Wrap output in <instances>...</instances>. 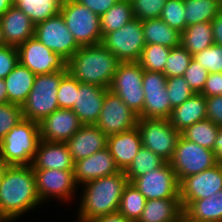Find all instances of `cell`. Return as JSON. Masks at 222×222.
Returning a JSON list of instances; mask_svg holds the SVG:
<instances>
[{"label": "cell", "instance_id": "cell-11", "mask_svg": "<svg viewBox=\"0 0 222 222\" xmlns=\"http://www.w3.org/2000/svg\"><path fill=\"white\" fill-rule=\"evenodd\" d=\"M36 178V190L41 201H51L52 198L71 203L78 192L79 186L74 180L73 170L33 169ZM49 199V200H48ZM51 199V200H50Z\"/></svg>", "mask_w": 222, "mask_h": 222}, {"label": "cell", "instance_id": "cell-21", "mask_svg": "<svg viewBox=\"0 0 222 222\" xmlns=\"http://www.w3.org/2000/svg\"><path fill=\"white\" fill-rule=\"evenodd\" d=\"M108 136L96 125H82L66 142L74 162L107 148Z\"/></svg>", "mask_w": 222, "mask_h": 222}, {"label": "cell", "instance_id": "cell-5", "mask_svg": "<svg viewBox=\"0 0 222 222\" xmlns=\"http://www.w3.org/2000/svg\"><path fill=\"white\" fill-rule=\"evenodd\" d=\"M66 72L36 75L32 90L22 105L23 118L40 123L46 116L59 109L57 91Z\"/></svg>", "mask_w": 222, "mask_h": 222}, {"label": "cell", "instance_id": "cell-8", "mask_svg": "<svg viewBox=\"0 0 222 222\" xmlns=\"http://www.w3.org/2000/svg\"><path fill=\"white\" fill-rule=\"evenodd\" d=\"M143 72L138 62H120L109 87L138 117L144 107Z\"/></svg>", "mask_w": 222, "mask_h": 222}, {"label": "cell", "instance_id": "cell-40", "mask_svg": "<svg viewBox=\"0 0 222 222\" xmlns=\"http://www.w3.org/2000/svg\"><path fill=\"white\" fill-rule=\"evenodd\" d=\"M166 90L172 109L180 106L194 94L183 76L167 78Z\"/></svg>", "mask_w": 222, "mask_h": 222}, {"label": "cell", "instance_id": "cell-6", "mask_svg": "<svg viewBox=\"0 0 222 222\" xmlns=\"http://www.w3.org/2000/svg\"><path fill=\"white\" fill-rule=\"evenodd\" d=\"M60 13L80 47L102 43L99 15L76 0H63Z\"/></svg>", "mask_w": 222, "mask_h": 222}, {"label": "cell", "instance_id": "cell-41", "mask_svg": "<svg viewBox=\"0 0 222 222\" xmlns=\"http://www.w3.org/2000/svg\"><path fill=\"white\" fill-rule=\"evenodd\" d=\"M79 81L68 71L63 75L57 91V102L60 109H72L76 101Z\"/></svg>", "mask_w": 222, "mask_h": 222}, {"label": "cell", "instance_id": "cell-12", "mask_svg": "<svg viewBox=\"0 0 222 222\" xmlns=\"http://www.w3.org/2000/svg\"><path fill=\"white\" fill-rule=\"evenodd\" d=\"M34 37L66 61L80 49L60 12L35 25Z\"/></svg>", "mask_w": 222, "mask_h": 222}, {"label": "cell", "instance_id": "cell-57", "mask_svg": "<svg viewBox=\"0 0 222 222\" xmlns=\"http://www.w3.org/2000/svg\"><path fill=\"white\" fill-rule=\"evenodd\" d=\"M6 46V42L3 36V31L0 25V48L5 47Z\"/></svg>", "mask_w": 222, "mask_h": 222}, {"label": "cell", "instance_id": "cell-39", "mask_svg": "<svg viewBox=\"0 0 222 222\" xmlns=\"http://www.w3.org/2000/svg\"><path fill=\"white\" fill-rule=\"evenodd\" d=\"M184 0H167L160 19L166 22L171 28L182 33L186 28Z\"/></svg>", "mask_w": 222, "mask_h": 222}, {"label": "cell", "instance_id": "cell-1", "mask_svg": "<svg viewBox=\"0 0 222 222\" xmlns=\"http://www.w3.org/2000/svg\"><path fill=\"white\" fill-rule=\"evenodd\" d=\"M41 204L32 166L8 165L0 179V216L15 222Z\"/></svg>", "mask_w": 222, "mask_h": 222}, {"label": "cell", "instance_id": "cell-19", "mask_svg": "<svg viewBox=\"0 0 222 222\" xmlns=\"http://www.w3.org/2000/svg\"><path fill=\"white\" fill-rule=\"evenodd\" d=\"M113 156L104 148L82 160L74 162V180L80 187L94 179L105 177L119 172Z\"/></svg>", "mask_w": 222, "mask_h": 222}, {"label": "cell", "instance_id": "cell-2", "mask_svg": "<svg viewBox=\"0 0 222 222\" xmlns=\"http://www.w3.org/2000/svg\"><path fill=\"white\" fill-rule=\"evenodd\" d=\"M128 183L124 171L120 170L82 184L76 221L90 222L97 217L118 212L123 191Z\"/></svg>", "mask_w": 222, "mask_h": 222}, {"label": "cell", "instance_id": "cell-9", "mask_svg": "<svg viewBox=\"0 0 222 222\" xmlns=\"http://www.w3.org/2000/svg\"><path fill=\"white\" fill-rule=\"evenodd\" d=\"M137 127L142 138V146L148 148L169 162L176 148L181 133L170 123L169 119L138 118Z\"/></svg>", "mask_w": 222, "mask_h": 222}, {"label": "cell", "instance_id": "cell-44", "mask_svg": "<svg viewBox=\"0 0 222 222\" xmlns=\"http://www.w3.org/2000/svg\"><path fill=\"white\" fill-rule=\"evenodd\" d=\"M21 119H23L22 106L11 103L0 104V141Z\"/></svg>", "mask_w": 222, "mask_h": 222}, {"label": "cell", "instance_id": "cell-31", "mask_svg": "<svg viewBox=\"0 0 222 222\" xmlns=\"http://www.w3.org/2000/svg\"><path fill=\"white\" fill-rule=\"evenodd\" d=\"M132 19H134V15L131 1L118 0L106 13L100 16L102 38L108 33L119 30Z\"/></svg>", "mask_w": 222, "mask_h": 222}, {"label": "cell", "instance_id": "cell-14", "mask_svg": "<svg viewBox=\"0 0 222 222\" xmlns=\"http://www.w3.org/2000/svg\"><path fill=\"white\" fill-rule=\"evenodd\" d=\"M146 198H179V181L170 163L165 161L160 167L135 178L131 182Z\"/></svg>", "mask_w": 222, "mask_h": 222}, {"label": "cell", "instance_id": "cell-29", "mask_svg": "<svg viewBox=\"0 0 222 222\" xmlns=\"http://www.w3.org/2000/svg\"><path fill=\"white\" fill-rule=\"evenodd\" d=\"M183 212L195 221L222 222V190L208 198L193 201Z\"/></svg>", "mask_w": 222, "mask_h": 222}, {"label": "cell", "instance_id": "cell-30", "mask_svg": "<svg viewBox=\"0 0 222 222\" xmlns=\"http://www.w3.org/2000/svg\"><path fill=\"white\" fill-rule=\"evenodd\" d=\"M180 44L191 55L212 46L214 44L212 23L200 22L187 26L181 33Z\"/></svg>", "mask_w": 222, "mask_h": 222}, {"label": "cell", "instance_id": "cell-32", "mask_svg": "<svg viewBox=\"0 0 222 222\" xmlns=\"http://www.w3.org/2000/svg\"><path fill=\"white\" fill-rule=\"evenodd\" d=\"M63 0H15L14 5L30 18L34 25L57 15Z\"/></svg>", "mask_w": 222, "mask_h": 222}, {"label": "cell", "instance_id": "cell-46", "mask_svg": "<svg viewBox=\"0 0 222 222\" xmlns=\"http://www.w3.org/2000/svg\"><path fill=\"white\" fill-rule=\"evenodd\" d=\"M18 63L16 47L6 45L0 48V79L7 77Z\"/></svg>", "mask_w": 222, "mask_h": 222}, {"label": "cell", "instance_id": "cell-10", "mask_svg": "<svg viewBox=\"0 0 222 222\" xmlns=\"http://www.w3.org/2000/svg\"><path fill=\"white\" fill-rule=\"evenodd\" d=\"M102 44L120 62H138L145 47L142 21L134 18L119 30L108 33Z\"/></svg>", "mask_w": 222, "mask_h": 222}, {"label": "cell", "instance_id": "cell-35", "mask_svg": "<svg viewBox=\"0 0 222 222\" xmlns=\"http://www.w3.org/2000/svg\"><path fill=\"white\" fill-rule=\"evenodd\" d=\"M146 203L144 195L132 184L125 187L118 212L131 222H138Z\"/></svg>", "mask_w": 222, "mask_h": 222}, {"label": "cell", "instance_id": "cell-56", "mask_svg": "<svg viewBox=\"0 0 222 222\" xmlns=\"http://www.w3.org/2000/svg\"><path fill=\"white\" fill-rule=\"evenodd\" d=\"M178 222H199V221H195L192 220L190 217H188L184 212L181 214Z\"/></svg>", "mask_w": 222, "mask_h": 222}, {"label": "cell", "instance_id": "cell-34", "mask_svg": "<svg viewBox=\"0 0 222 222\" xmlns=\"http://www.w3.org/2000/svg\"><path fill=\"white\" fill-rule=\"evenodd\" d=\"M218 129L219 125L209 119H204L185 129L181 135L188 141L213 151Z\"/></svg>", "mask_w": 222, "mask_h": 222}, {"label": "cell", "instance_id": "cell-3", "mask_svg": "<svg viewBox=\"0 0 222 222\" xmlns=\"http://www.w3.org/2000/svg\"><path fill=\"white\" fill-rule=\"evenodd\" d=\"M120 61L102 43L83 46L67 61V71L80 83L109 89Z\"/></svg>", "mask_w": 222, "mask_h": 222}, {"label": "cell", "instance_id": "cell-18", "mask_svg": "<svg viewBox=\"0 0 222 222\" xmlns=\"http://www.w3.org/2000/svg\"><path fill=\"white\" fill-rule=\"evenodd\" d=\"M39 124L40 140L67 142L83 125L72 109H57Z\"/></svg>", "mask_w": 222, "mask_h": 222}, {"label": "cell", "instance_id": "cell-37", "mask_svg": "<svg viewBox=\"0 0 222 222\" xmlns=\"http://www.w3.org/2000/svg\"><path fill=\"white\" fill-rule=\"evenodd\" d=\"M170 51L171 48L159 44L145 45L138 63L143 70L163 73Z\"/></svg>", "mask_w": 222, "mask_h": 222}, {"label": "cell", "instance_id": "cell-36", "mask_svg": "<svg viewBox=\"0 0 222 222\" xmlns=\"http://www.w3.org/2000/svg\"><path fill=\"white\" fill-rule=\"evenodd\" d=\"M165 160L146 147H141L129 167L124 171L129 183L151 170L160 167Z\"/></svg>", "mask_w": 222, "mask_h": 222}, {"label": "cell", "instance_id": "cell-55", "mask_svg": "<svg viewBox=\"0 0 222 222\" xmlns=\"http://www.w3.org/2000/svg\"><path fill=\"white\" fill-rule=\"evenodd\" d=\"M8 164L3 160V158L0 156V179L2 178V175L6 169Z\"/></svg>", "mask_w": 222, "mask_h": 222}, {"label": "cell", "instance_id": "cell-26", "mask_svg": "<svg viewBox=\"0 0 222 222\" xmlns=\"http://www.w3.org/2000/svg\"><path fill=\"white\" fill-rule=\"evenodd\" d=\"M35 78L36 75L33 72L18 63L12 72L4 78L8 103L22 106L32 90Z\"/></svg>", "mask_w": 222, "mask_h": 222}, {"label": "cell", "instance_id": "cell-23", "mask_svg": "<svg viewBox=\"0 0 222 222\" xmlns=\"http://www.w3.org/2000/svg\"><path fill=\"white\" fill-rule=\"evenodd\" d=\"M31 166L33 169L73 170L74 160L66 142L40 140Z\"/></svg>", "mask_w": 222, "mask_h": 222}, {"label": "cell", "instance_id": "cell-16", "mask_svg": "<svg viewBox=\"0 0 222 222\" xmlns=\"http://www.w3.org/2000/svg\"><path fill=\"white\" fill-rule=\"evenodd\" d=\"M138 115L118 95L110 90L102 103L101 113L95 124L107 136L121 133L137 126Z\"/></svg>", "mask_w": 222, "mask_h": 222}, {"label": "cell", "instance_id": "cell-27", "mask_svg": "<svg viewBox=\"0 0 222 222\" xmlns=\"http://www.w3.org/2000/svg\"><path fill=\"white\" fill-rule=\"evenodd\" d=\"M182 213L180 198L146 200L138 222H178Z\"/></svg>", "mask_w": 222, "mask_h": 222}, {"label": "cell", "instance_id": "cell-17", "mask_svg": "<svg viewBox=\"0 0 222 222\" xmlns=\"http://www.w3.org/2000/svg\"><path fill=\"white\" fill-rule=\"evenodd\" d=\"M222 190V163L184 178L179 183L183 211L195 200H202Z\"/></svg>", "mask_w": 222, "mask_h": 222}, {"label": "cell", "instance_id": "cell-38", "mask_svg": "<svg viewBox=\"0 0 222 222\" xmlns=\"http://www.w3.org/2000/svg\"><path fill=\"white\" fill-rule=\"evenodd\" d=\"M192 58V55L181 44L171 48L163 74L167 78L183 76Z\"/></svg>", "mask_w": 222, "mask_h": 222}, {"label": "cell", "instance_id": "cell-53", "mask_svg": "<svg viewBox=\"0 0 222 222\" xmlns=\"http://www.w3.org/2000/svg\"><path fill=\"white\" fill-rule=\"evenodd\" d=\"M8 103L7 88L4 79H0V104Z\"/></svg>", "mask_w": 222, "mask_h": 222}, {"label": "cell", "instance_id": "cell-49", "mask_svg": "<svg viewBox=\"0 0 222 222\" xmlns=\"http://www.w3.org/2000/svg\"><path fill=\"white\" fill-rule=\"evenodd\" d=\"M83 4L93 13L102 16L106 13L118 0H76Z\"/></svg>", "mask_w": 222, "mask_h": 222}, {"label": "cell", "instance_id": "cell-33", "mask_svg": "<svg viewBox=\"0 0 222 222\" xmlns=\"http://www.w3.org/2000/svg\"><path fill=\"white\" fill-rule=\"evenodd\" d=\"M186 27L211 20L222 10L218 0H184Z\"/></svg>", "mask_w": 222, "mask_h": 222}, {"label": "cell", "instance_id": "cell-7", "mask_svg": "<svg viewBox=\"0 0 222 222\" xmlns=\"http://www.w3.org/2000/svg\"><path fill=\"white\" fill-rule=\"evenodd\" d=\"M179 183L186 177L198 174L218 164L215 153L179 136L174 155L169 161Z\"/></svg>", "mask_w": 222, "mask_h": 222}, {"label": "cell", "instance_id": "cell-43", "mask_svg": "<svg viewBox=\"0 0 222 222\" xmlns=\"http://www.w3.org/2000/svg\"><path fill=\"white\" fill-rule=\"evenodd\" d=\"M167 0H132L134 18L141 21L160 18Z\"/></svg>", "mask_w": 222, "mask_h": 222}, {"label": "cell", "instance_id": "cell-54", "mask_svg": "<svg viewBox=\"0 0 222 222\" xmlns=\"http://www.w3.org/2000/svg\"><path fill=\"white\" fill-rule=\"evenodd\" d=\"M15 0H0V17L14 5Z\"/></svg>", "mask_w": 222, "mask_h": 222}, {"label": "cell", "instance_id": "cell-58", "mask_svg": "<svg viewBox=\"0 0 222 222\" xmlns=\"http://www.w3.org/2000/svg\"><path fill=\"white\" fill-rule=\"evenodd\" d=\"M0 222H6V221L0 216Z\"/></svg>", "mask_w": 222, "mask_h": 222}, {"label": "cell", "instance_id": "cell-51", "mask_svg": "<svg viewBox=\"0 0 222 222\" xmlns=\"http://www.w3.org/2000/svg\"><path fill=\"white\" fill-rule=\"evenodd\" d=\"M90 222H131L122 216L119 212L97 217Z\"/></svg>", "mask_w": 222, "mask_h": 222}, {"label": "cell", "instance_id": "cell-4", "mask_svg": "<svg viewBox=\"0 0 222 222\" xmlns=\"http://www.w3.org/2000/svg\"><path fill=\"white\" fill-rule=\"evenodd\" d=\"M39 141V124L23 118L0 141V156L8 165H31Z\"/></svg>", "mask_w": 222, "mask_h": 222}, {"label": "cell", "instance_id": "cell-22", "mask_svg": "<svg viewBox=\"0 0 222 222\" xmlns=\"http://www.w3.org/2000/svg\"><path fill=\"white\" fill-rule=\"evenodd\" d=\"M141 147L142 138L137 126L109 135L107 139V149L121 171H125L129 167Z\"/></svg>", "mask_w": 222, "mask_h": 222}, {"label": "cell", "instance_id": "cell-25", "mask_svg": "<svg viewBox=\"0 0 222 222\" xmlns=\"http://www.w3.org/2000/svg\"><path fill=\"white\" fill-rule=\"evenodd\" d=\"M204 119H207L206 97L201 93H194L180 106L172 109L169 118L171 125L180 133Z\"/></svg>", "mask_w": 222, "mask_h": 222}, {"label": "cell", "instance_id": "cell-28", "mask_svg": "<svg viewBox=\"0 0 222 222\" xmlns=\"http://www.w3.org/2000/svg\"><path fill=\"white\" fill-rule=\"evenodd\" d=\"M145 44H159L169 48L180 45L181 33L160 18L142 21Z\"/></svg>", "mask_w": 222, "mask_h": 222}, {"label": "cell", "instance_id": "cell-24", "mask_svg": "<svg viewBox=\"0 0 222 222\" xmlns=\"http://www.w3.org/2000/svg\"><path fill=\"white\" fill-rule=\"evenodd\" d=\"M0 25L6 45L18 47L34 36L35 25L15 5L11 6L1 17Z\"/></svg>", "mask_w": 222, "mask_h": 222}, {"label": "cell", "instance_id": "cell-45", "mask_svg": "<svg viewBox=\"0 0 222 222\" xmlns=\"http://www.w3.org/2000/svg\"><path fill=\"white\" fill-rule=\"evenodd\" d=\"M208 75V70L204 69L192 58L183 77L194 93H201L204 88L206 79L208 78Z\"/></svg>", "mask_w": 222, "mask_h": 222}, {"label": "cell", "instance_id": "cell-42", "mask_svg": "<svg viewBox=\"0 0 222 222\" xmlns=\"http://www.w3.org/2000/svg\"><path fill=\"white\" fill-rule=\"evenodd\" d=\"M192 57L209 73H222V46L213 44Z\"/></svg>", "mask_w": 222, "mask_h": 222}, {"label": "cell", "instance_id": "cell-20", "mask_svg": "<svg viewBox=\"0 0 222 222\" xmlns=\"http://www.w3.org/2000/svg\"><path fill=\"white\" fill-rule=\"evenodd\" d=\"M108 91L109 89L95 84L79 82V90L76 91V101L72 110L83 125H95L97 123L103 100Z\"/></svg>", "mask_w": 222, "mask_h": 222}, {"label": "cell", "instance_id": "cell-52", "mask_svg": "<svg viewBox=\"0 0 222 222\" xmlns=\"http://www.w3.org/2000/svg\"><path fill=\"white\" fill-rule=\"evenodd\" d=\"M213 151L215 153V157L218 163H222V126H219L218 135L215 140Z\"/></svg>", "mask_w": 222, "mask_h": 222}, {"label": "cell", "instance_id": "cell-15", "mask_svg": "<svg viewBox=\"0 0 222 222\" xmlns=\"http://www.w3.org/2000/svg\"><path fill=\"white\" fill-rule=\"evenodd\" d=\"M166 80L167 77L162 72L144 70V107L139 118H170L172 108L166 90Z\"/></svg>", "mask_w": 222, "mask_h": 222}, {"label": "cell", "instance_id": "cell-50", "mask_svg": "<svg viewBox=\"0 0 222 222\" xmlns=\"http://www.w3.org/2000/svg\"><path fill=\"white\" fill-rule=\"evenodd\" d=\"M214 44L222 46V10L211 20Z\"/></svg>", "mask_w": 222, "mask_h": 222}, {"label": "cell", "instance_id": "cell-47", "mask_svg": "<svg viewBox=\"0 0 222 222\" xmlns=\"http://www.w3.org/2000/svg\"><path fill=\"white\" fill-rule=\"evenodd\" d=\"M207 119L222 126V95L206 98Z\"/></svg>", "mask_w": 222, "mask_h": 222}, {"label": "cell", "instance_id": "cell-48", "mask_svg": "<svg viewBox=\"0 0 222 222\" xmlns=\"http://www.w3.org/2000/svg\"><path fill=\"white\" fill-rule=\"evenodd\" d=\"M201 94L206 98L222 95V73H209Z\"/></svg>", "mask_w": 222, "mask_h": 222}, {"label": "cell", "instance_id": "cell-13", "mask_svg": "<svg viewBox=\"0 0 222 222\" xmlns=\"http://www.w3.org/2000/svg\"><path fill=\"white\" fill-rule=\"evenodd\" d=\"M19 63L35 75L67 71V61L45 47L34 36L17 47Z\"/></svg>", "mask_w": 222, "mask_h": 222}]
</instances>
